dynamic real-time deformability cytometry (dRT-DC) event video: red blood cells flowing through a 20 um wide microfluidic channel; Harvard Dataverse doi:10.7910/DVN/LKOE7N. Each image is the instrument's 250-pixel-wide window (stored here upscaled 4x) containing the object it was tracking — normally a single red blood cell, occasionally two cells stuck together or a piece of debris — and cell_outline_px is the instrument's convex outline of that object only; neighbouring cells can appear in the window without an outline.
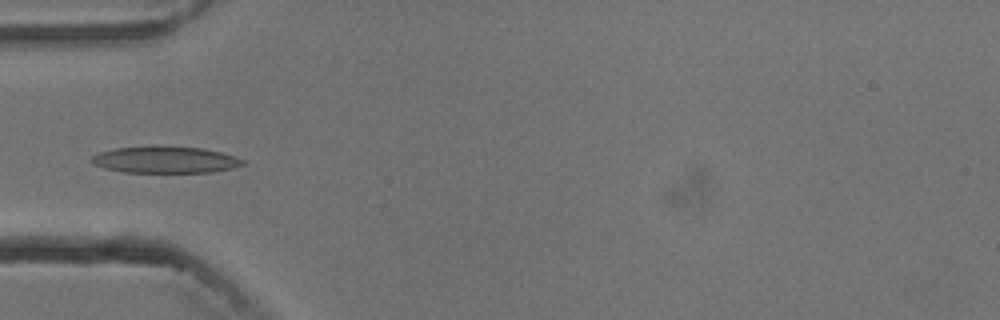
{"species": "common noctule bat (a hibernating species)", "species_latin": "Nyctalus noctula", "temperature_condition": "cold", "stored_images_in_passage": 5, "camera_frame_rate_fps": 3000, "um_per_image_px": 0.085, "animal": {"sex": "male", "body_mass_g": 13.3}, "frame": {"image": 1, "passage_image": 5, "time_ms": 5.333, "image_size_px": [1000, 320], "cell_outline_px": [[244, 164], [232, 168], [212, 172], [124, 172], [104, 168], [92, 164], [92, 156], [100, 152], [116, 148], [152, 144], [200, 148], [220, 152], [244, 160]], "centroid_in_image_um": [13.99, 13.56], "position_along_channel_um": 71.0, "area_um2": 23.7}}